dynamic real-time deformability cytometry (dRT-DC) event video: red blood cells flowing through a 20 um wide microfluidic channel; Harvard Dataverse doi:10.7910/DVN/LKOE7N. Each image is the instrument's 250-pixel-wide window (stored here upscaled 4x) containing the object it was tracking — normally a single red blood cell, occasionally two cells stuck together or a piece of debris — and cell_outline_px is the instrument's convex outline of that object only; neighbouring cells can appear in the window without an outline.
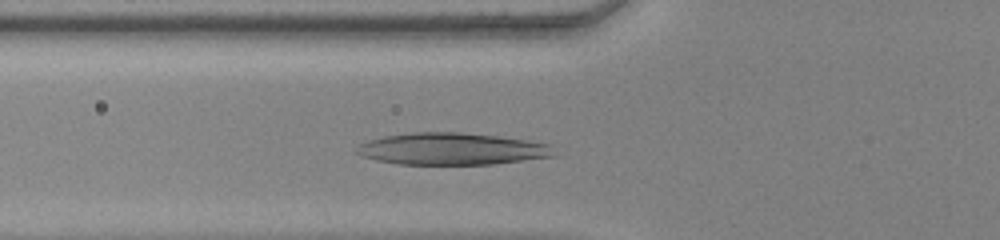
{"species": "human", "species_latin": "Homo sapiens", "temperature_condition": "warm", "stored_images_in_passage": 34, "camera_frame_rate_fps": 3000, "um_per_image_px": 0.085, "donor": {"sex": "female"}, "frame": {"image": 1, "passage_image": 8, "time_ms": 2.333, "image_size_px": [1000, 240], "cell_outline_px": [[556, 156], [496, 164], [396, 164], [376, 160], [360, 156], [356, 152], [356, 148], [360, 144], [368, 140], [384, 136], [412, 132], [460, 132], [496, 136], [528, 140], [552, 144]], "centroid_in_image_um": [38.42, 12.66], "position_along_channel_um": 87.4, "area_um2": 36.99}}
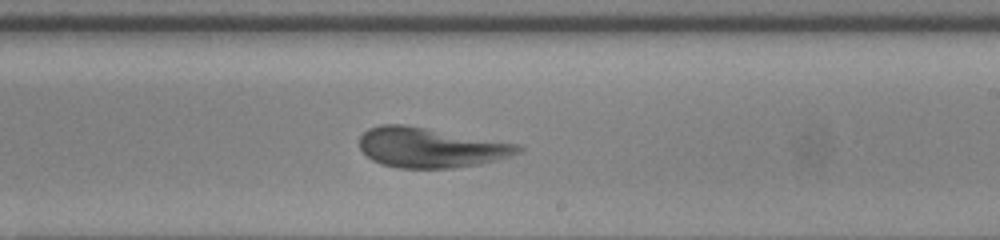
{"frame": {"image": 2, "passage_image": 21, "time_ms": 6.667, "image_size_px": [1000, 240], "cell_outline_px": [[524, 148], [520, 152], [512, 156], [480, 164], [452, 168], [396, 168], [380, 164], [372, 160], [360, 148], [360, 136], [368, 128], [380, 124], [404, 124], [520, 144]], "centroid_in_image_um": [36.61, 12.54], "position_along_channel_um": 252.4, "area_um2": 37.11}}
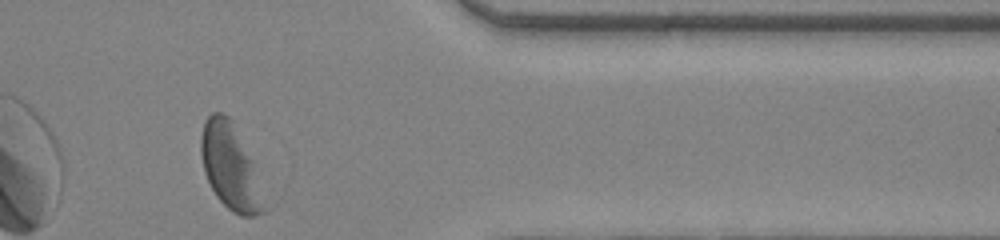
{"frame": {"image": 3, "passage_image": 33, "time_ms": 10.667, "image_size_px": [1000, 240], "cell_outline_px": [[280, 200], [268, 212], [256, 216], [240, 216], [232, 212], [216, 196], [204, 172], [200, 152], [200, 136], [204, 124], [208, 116], [212, 112], [220, 112], [228, 116], [232, 120], [280, 196]], "centroid_in_image_um": [19.95, 14.35], "position_along_channel_um": 391.5, "area_um2": 36.18}, "authors_computed_cell_mechanics": {"area_um2": 36.3562, "velocity_mm_per_s": 3.8224, "shape_relaxation_time_tau1_ms": 3.1933, "shape_relaxation_time_tau2_ms": 1.3104, "deformation_change_tau1": 0.1661, "deformation_change_tau2": 0.066}}